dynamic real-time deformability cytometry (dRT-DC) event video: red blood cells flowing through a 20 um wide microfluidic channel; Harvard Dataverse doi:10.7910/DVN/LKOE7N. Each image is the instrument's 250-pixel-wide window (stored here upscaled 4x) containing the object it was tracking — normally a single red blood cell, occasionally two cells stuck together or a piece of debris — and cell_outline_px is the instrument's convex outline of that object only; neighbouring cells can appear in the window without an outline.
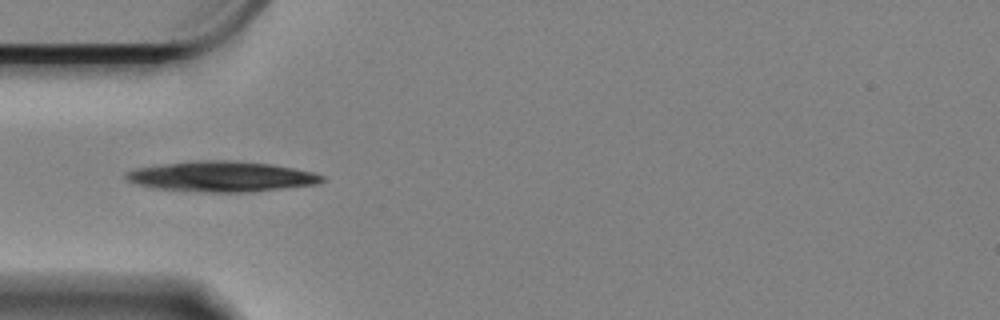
{"species": "Egyptian fruit bat (a non-hibernating species)", "species_latin": "Rousettus aegyptiacus", "temperature_condition": "cold", "stored_images_in_passage": 30, "camera_frame_rate_fps": 3000, "um_per_image_px": 0.085, "animal": {"sex": "female"}, "frame": {"image": 1, "passage_image": 1, "time_ms": 0.0, "image_size_px": [1000, 320], "cell_outline_px": [[324, 180], [316, 184], [252, 192], [204, 192], [152, 188], [136, 184], [128, 180], [124, 176], [124, 172], [136, 168], [164, 164], [196, 160], [236, 160], [272, 164], [312, 172], [324, 176]], "centroid_in_image_um": [18.8, 15.0], "position_along_channel_um": 66.2, "area_um2": 34.8}}
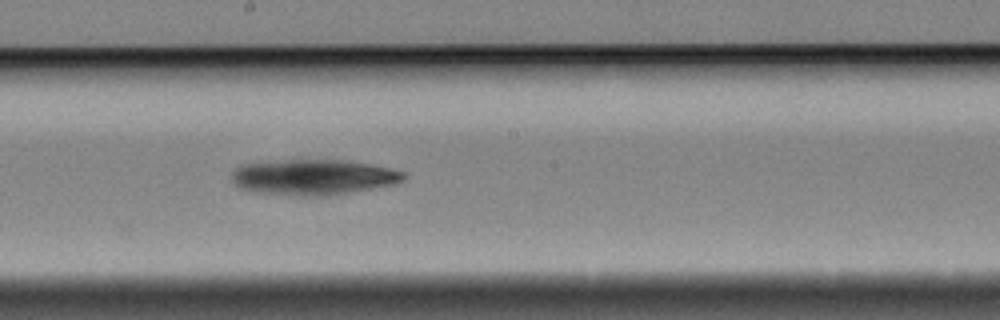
{"frame": {"image": 2, "passage_image": 15, "time_ms": 4.667, "image_size_px": [1000, 320], "cell_outline_px": [[404, 180], [396, 184], [332, 196], [296, 196], [252, 192], [240, 188], [232, 180], [232, 172], [240, 164], [296, 156], [340, 160], [368, 164], [388, 168], [404, 172]], "centroid_in_image_um": [26.55, 15.02], "position_along_channel_um": 221.6, "area_um2": 37.05}}
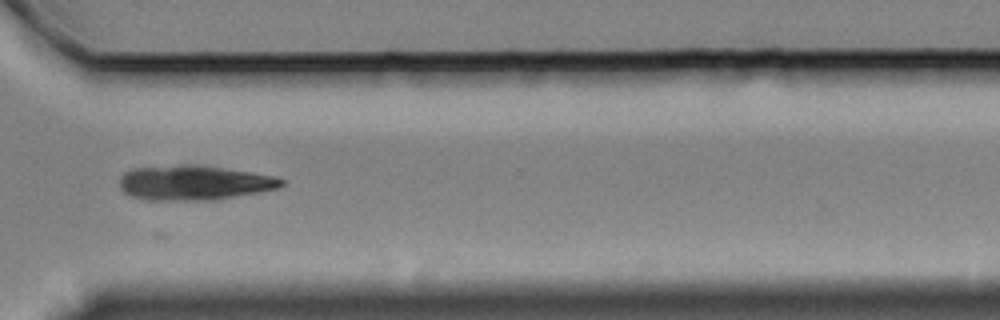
{"frame": {"image": 3, "passage_image": 27, "time_ms": 8.667, "image_size_px": [1000, 320], "cell_outline_px": [[284, 184], [280, 188], [216, 200], [148, 200], [128, 196], [120, 188], [120, 176], [124, 172], [132, 168], [180, 164], [200, 164], [252, 172], [272, 176], [284, 180]], "centroid_in_image_um": [16.46, 15.52], "position_along_channel_um": 354.1, "area_um2": 33.23}}